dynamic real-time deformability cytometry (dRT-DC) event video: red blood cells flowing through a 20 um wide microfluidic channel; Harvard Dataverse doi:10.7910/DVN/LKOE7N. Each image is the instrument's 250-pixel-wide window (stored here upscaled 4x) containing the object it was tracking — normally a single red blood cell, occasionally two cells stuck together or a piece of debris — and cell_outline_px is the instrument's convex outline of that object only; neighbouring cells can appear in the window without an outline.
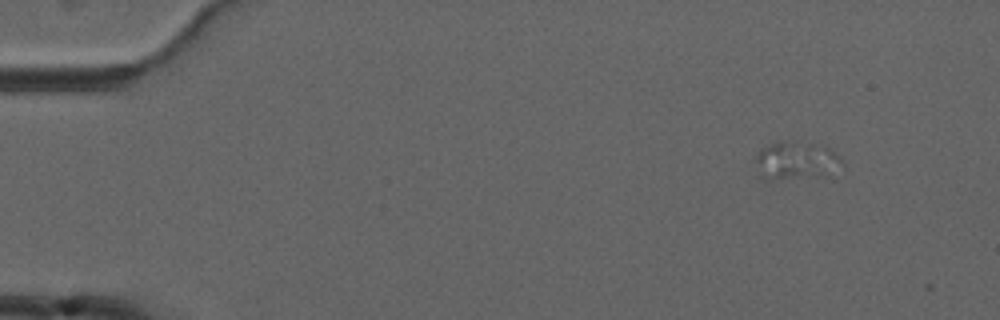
{"species": "common noctule bat (a hibernating species)", "species_latin": "Nyctalus noctula", "temperature_condition": "cold", "stored_images_in_passage": 6, "camera_frame_rate_fps": 3000, "um_per_image_px": 0.085, "animal": {"sex": "male", "forearm_length_mm": 52.5}, "frame": {"image": 1, "passage_image": 2, "time_ms": 1.333, "image_size_px": [1000, 320], "cell_outline_px": [[844, 164], [824, 176], [772, 180], [764, 180], [760, 176], [756, 160], [756, 152], [760, 148], [784, 140], [808, 144], [828, 148], [840, 156]], "centroid_in_image_um": [67.63, 13.68], "position_along_channel_um": 17.4, "area_um2": 19.02}}